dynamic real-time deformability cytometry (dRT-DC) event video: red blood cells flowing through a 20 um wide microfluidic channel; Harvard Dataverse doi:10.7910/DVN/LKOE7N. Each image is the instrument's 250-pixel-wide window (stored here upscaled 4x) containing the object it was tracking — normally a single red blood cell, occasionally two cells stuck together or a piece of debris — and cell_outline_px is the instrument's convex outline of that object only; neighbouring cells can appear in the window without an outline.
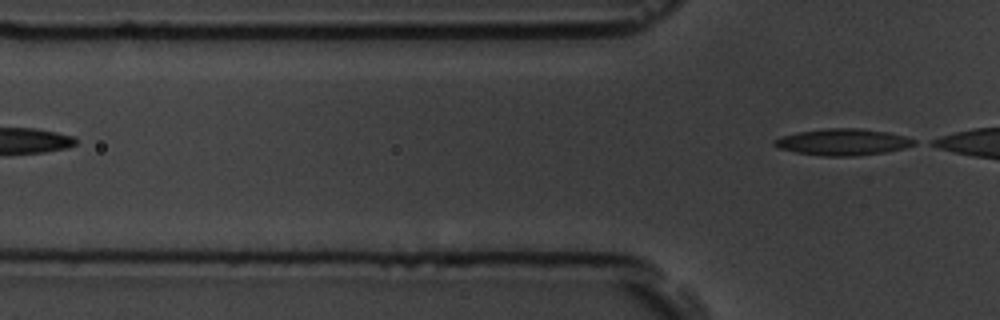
{"species": "common noctule bat (a hibernating species)", "species_latin": "Nyctalus noctula", "temperature_condition": "room temperature", "stored_images_in_passage": 3, "camera_frame_rate_fps": 3000, "um_per_image_px": 0.085, "animal": {"sex": "male", "body_mass_g": 19.5, "forearm_length_mm": 54.6}, "frame": {"image": 1, "passage_image": 3, "time_ms": 2.333, "image_size_px": [1000, 320], "cell_outline_px": [[916, 144], [904, 148], [884, 152], [852, 156], [824, 156], [796, 152], [780, 148], [772, 144], [772, 140], [780, 136], [796, 132], [824, 128], [860, 128], [888, 132], [904, 136], [916, 140]], "centroid_in_image_um": [71.6, 12.06], "position_along_channel_um": 54.2, "area_um2": 21.62}}